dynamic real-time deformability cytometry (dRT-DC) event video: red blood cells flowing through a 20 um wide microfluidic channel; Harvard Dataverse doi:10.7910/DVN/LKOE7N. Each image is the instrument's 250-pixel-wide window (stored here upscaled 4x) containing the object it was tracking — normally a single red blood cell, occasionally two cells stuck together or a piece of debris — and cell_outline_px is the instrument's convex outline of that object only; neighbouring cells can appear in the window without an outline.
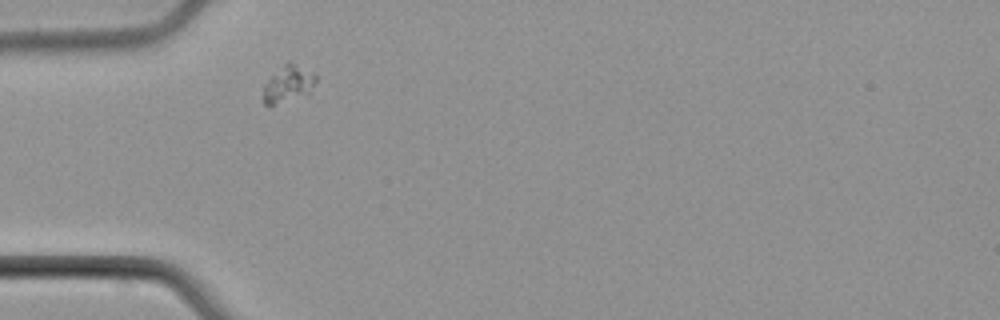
{"species": "common noctule bat (a hibernating species)", "species_latin": "Nyctalus noctula", "temperature_condition": "cold", "stored_images_in_passage": 4, "camera_frame_rate_fps": 3000, "um_per_image_px": 0.085, "animal": {"sex": "male", "body_mass_g": 21.5, "forearm_length_mm": 52.0}, "frame": {"image": 1, "passage_image": 1, "time_ms": 0.0, "image_size_px": [1000, 320], "cell_outline_px": [[316, 80], [308, 96], [272, 104], [264, 104], [264, 84], [288, 60], [312, 72], [316, 76]], "centroid_in_image_um": [24.54, 7.14], "position_along_channel_um": 60.5, "area_um2": 11.04}}
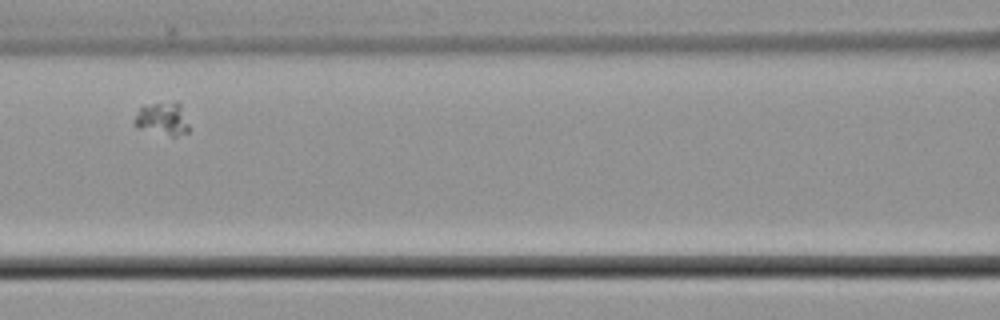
{"frame": {"image": 2, "passage_image": 3, "time_ms": 2.667, "image_size_px": [1000, 320], "cell_outline_px": [[188, 132], [176, 136], [172, 136], [136, 128], [132, 124], [132, 120], [140, 108], [152, 104], [176, 100], [180, 104], [188, 124]], "centroid_in_image_um": [13.78, 10.1], "position_along_channel_um": 152.8, "area_um2": 10.52}}
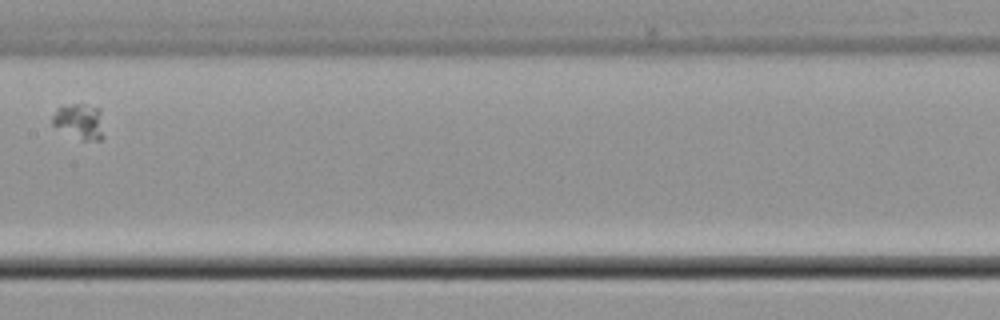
{"frame": {"image": 3, "passage_image": 4, "time_ms": 4.0, "image_size_px": [1000, 320], "cell_outline_px": [[104, 136], [100, 140], [84, 140], [52, 124], [52, 116], [60, 104], [84, 104], [100, 108]], "centroid_in_image_um": [6.78, 10.27], "position_along_channel_um": 200.6, "area_um2": 10.52}}